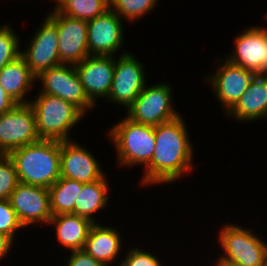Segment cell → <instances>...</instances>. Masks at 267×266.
<instances>
[{
    "instance_id": "cell-1",
    "label": "cell",
    "mask_w": 267,
    "mask_h": 266,
    "mask_svg": "<svg viewBox=\"0 0 267 266\" xmlns=\"http://www.w3.org/2000/svg\"><path fill=\"white\" fill-rule=\"evenodd\" d=\"M155 150L142 184L171 183L191 172L193 147L182 116L154 127Z\"/></svg>"
},
{
    "instance_id": "cell-2",
    "label": "cell",
    "mask_w": 267,
    "mask_h": 266,
    "mask_svg": "<svg viewBox=\"0 0 267 266\" xmlns=\"http://www.w3.org/2000/svg\"><path fill=\"white\" fill-rule=\"evenodd\" d=\"M60 148L61 141L40 139L11 151L19 183L50 188L61 177Z\"/></svg>"
},
{
    "instance_id": "cell-3",
    "label": "cell",
    "mask_w": 267,
    "mask_h": 266,
    "mask_svg": "<svg viewBox=\"0 0 267 266\" xmlns=\"http://www.w3.org/2000/svg\"><path fill=\"white\" fill-rule=\"evenodd\" d=\"M29 103L35 115L36 131L40 139L70 141L69 131L84 115L66 100L40 92L36 100Z\"/></svg>"
},
{
    "instance_id": "cell-4",
    "label": "cell",
    "mask_w": 267,
    "mask_h": 266,
    "mask_svg": "<svg viewBox=\"0 0 267 266\" xmlns=\"http://www.w3.org/2000/svg\"><path fill=\"white\" fill-rule=\"evenodd\" d=\"M109 136L114 142L119 164L128 167L143 164L146 167L151 161L156 144L153 126L125 117L110 128Z\"/></svg>"
},
{
    "instance_id": "cell-5",
    "label": "cell",
    "mask_w": 267,
    "mask_h": 266,
    "mask_svg": "<svg viewBox=\"0 0 267 266\" xmlns=\"http://www.w3.org/2000/svg\"><path fill=\"white\" fill-rule=\"evenodd\" d=\"M252 230L227 224L219 234L224 253L217 262L235 263L241 266H265L267 244Z\"/></svg>"
},
{
    "instance_id": "cell-6",
    "label": "cell",
    "mask_w": 267,
    "mask_h": 266,
    "mask_svg": "<svg viewBox=\"0 0 267 266\" xmlns=\"http://www.w3.org/2000/svg\"><path fill=\"white\" fill-rule=\"evenodd\" d=\"M172 89L167 83L144 86L135 101L127 108L131 121L158 126L177 118L180 114L172 106Z\"/></svg>"
},
{
    "instance_id": "cell-7",
    "label": "cell",
    "mask_w": 267,
    "mask_h": 266,
    "mask_svg": "<svg viewBox=\"0 0 267 266\" xmlns=\"http://www.w3.org/2000/svg\"><path fill=\"white\" fill-rule=\"evenodd\" d=\"M35 115L30 103H17L0 115V154L39 141Z\"/></svg>"
},
{
    "instance_id": "cell-8",
    "label": "cell",
    "mask_w": 267,
    "mask_h": 266,
    "mask_svg": "<svg viewBox=\"0 0 267 266\" xmlns=\"http://www.w3.org/2000/svg\"><path fill=\"white\" fill-rule=\"evenodd\" d=\"M61 64L43 71L36 77L40 80L41 93L57 96L77 107L83 114L95 105L86 95L75 65ZM85 112V113H84Z\"/></svg>"
},
{
    "instance_id": "cell-9",
    "label": "cell",
    "mask_w": 267,
    "mask_h": 266,
    "mask_svg": "<svg viewBox=\"0 0 267 266\" xmlns=\"http://www.w3.org/2000/svg\"><path fill=\"white\" fill-rule=\"evenodd\" d=\"M48 17L57 25L60 63H81L89 56L87 21L66 16L56 8Z\"/></svg>"
},
{
    "instance_id": "cell-10",
    "label": "cell",
    "mask_w": 267,
    "mask_h": 266,
    "mask_svg": "<svg viewBox=\"0 0 267 266\" xmlns=\"http://www.w3.org/2000/svg\"><path fill=\"white\" fill-rule=\"evenodd\" d=\"M115 61V72L108 101L128 108L146 86L144 68L130 53H122Z\"/></svg>"
},
{
    "instance_id": "cell-11",
    "label": "cell",
    "mask_w": 267,
    "mask_h": 266,
    "mask_svg": "<svg viewBox=\"0 0 267 266\" xmlns=\"http://www.w3.org/2000/svg\"><path fill=\"white\" fill-rule=\"evenodd\" d=\"M44 20L32 37L27 51H21V56L35 77L43 71L61 65L57 25L48 16Z\"/></svg>"
},
{
    "instance_id": "cell-12",
    "label": "cell",
    "mask_w": 267,
    "mask_h": 266,
    "mask_svg": "<svg viewBox=\"0 0 267 266\" xmlns=\"http://www.w3.org/2000/svg\"><path fill=\"white\" fill-rule=\"evenodd\" d=\"M23 227L35 223H49L52 218L48 188L19 183L9 197Z\"/></svg>"
},
{
    "instance_id": "cell-13",
    "label": "cell",
    "mask_w": 267,
    "mask_h": 266,
    "mask_svg": "<svg viewBox=\"0 0 267 266\" xmlns=\"http://www.w3.org/2000/svg\"><path fill=\"white\" fill-rule=\"evenodd\" d=\"M122 18L111 8L88 25V53L95 56H114L123 43Z\"/></svg>"
},
{
    "instance_id": "cell-14",
    "label": "cell",
    "mask_w": 267,
    "mask_h": 266,
    "mask_svg": "<svg viewBox=\"0 0 267 266\" xmlns=\"http://www.w3.org/2000/svg\"><path fill=\"white\" fill-rule=\"evenodd\" d=\"M233 53L226 59L251 70L258 75H267V28L253 26L235 39Z\"/></svg>"
},
{
    "instance_id": "cell-15",
    "label": "cell",
    "mask_w": 267,
    "mask_h": 266,
    "mask_svg": "<svg viewBox=\"0 0 267 266\" xmlns=\"http://www.w3.org/2000/svg\"><path fill=\"white\" fill-rule=\"evenodd\" d=\"M223 65L208 77L209 84H212L217 100L221 102L228 112L245 93L249 84L257 75L255 72L240 67L227 59L222 60Z\"/></svg>"
},
{
    "instance_id": "cell-16",
    "label": "cell",
    "mask_w": 267,
    "mask_h": 266,
    "mask_svg": "<svg viewBox=\"0 0 267 266\" xmlns=\"http://www.w3.org/2000/svg\"><path fill=\"white\" fill-rule=\"evenodd\" d=\"M114 56L89 55L75 65L81 84L89 100L96 105L97 98H107L114 78Z\"/></svg>"
},
{
    "instance_id": "cell-17",
    "label": "cell",
    "mask_w": 267,
    "mask_h": 266,
    "mask_svg": "<svg viewBox=\"0 0 267 266\" xmlns=\"http://www.w3.org/2000/svg\"><path fill=\"white\" fill-rule=\"evenodd\" d=\"M94 155L86 148L73 141H61L60 173L61 177L80 183H91L102 179L105 174L101 170Z\"/></svg>"
},
{
    "instance_id": "cell-18",
    "label": "cell",
    "mask_w": 267,
    "mask_h": 266,
    "mask_svg": "<svg viewBox=\"0 0 267 266\" xmlns=\"http://www.w3.org/2000/svg\"><path fill=\"white\" fill-rule=\"evenodd\" d=\"M237 120L253 121L267 117V75H256L237 103L226 112Z\"/></svg>"
},
{
    "instance_id": "cell-19",
    "label": "cell",
    "mask_w": 267,
    "mask_h": 266,
    "mask_svg": "<svg viewBox=\"0 0 267 266\" xmlns=\"http://www.w3.org/2000/svg\"><path fill=\"white\" fill-rule=\"evenodd\" d=\"M120 233L114 228L94 223L89 230L83 250L95 260L110 266L121 251Z\"/></svg>"
},
{
    "instance_id": "cell-20",
    "label": "cell",
    "mask_w": 267,
    "mask_h": 266,
    "mask_svg": "<svg viewBox=\"0 0 267 266\" xmlns=\"http://www.w3.org/2000/svg\"><path fill=\"white\" fill-rule=\"evenodd\" d=\"M49 223L55 225L57 241L70 251L83 250L89 230L94 224L88 218L75 214L52 216Z\"/></svg>"
},
{
    "instance_id": "cell-21",
    "label": "cell",
    "mask_w": 267,
    "mask_h": 266,
    "mask_svg": "<svg viewBox=\"0 0 267 266\" xmlns=\"http://www.w3.org/2000/svg\"><path fill=\"white\" fill-rule=\"evenodd\" d=\"M35 80L36 77L21 55L0 70V85L16 103L30 102L24 96Z\"/></svg>"
},
{
    "instance_id": "cell-22",
    "label": "cell",
    "mask_w": 267,
    "mask_h": 266,
    "mask_svg": "<svg viewBox=\"0 0 267 266\" xmlns=\"http://www.w3.org/2000/svg\"><path fill=\"white\" fill-rule=\"evenodd\" d=\"M105 177L91 183H82L81 192L75 202V215L88 218L95 223L92 214L104 206L107 207L109 200V188Z\"/></svg>"
},
{
    "instance_id": "cell-23",
    "label": "cell",
    "mask_w": 267,
    "mask_h": 266,
    "mask_svg": "<svg viewBox=\"0 0 267 266\" xmlns=\"http://www.w3.org/2000/svg\"><path fill=\"white\" fill-rule=\"evenodd\" d=\"M81 189L82 183L60 177L48 188L52 215L75 214V202Z\"/></svg>"
},
{
    "instance_id": "cell-24",
    "label": "cell",
    "mask_w": 267,
    "mask_h": 266,
    "mask_svg": "<svg viewBox=\"0 0 267 266\" xmlns=\"http://www.w3.org/2000/svg\"><path fill=\"white\" fill-rule=\"evenodd\" d=\"M56 9L69 17L90 21L110 8L109 0H58Z\"/></svg>"
},
{
    "instance_id": "cell-25",
    "label": "cell",
    "mask_w": 267,
    "mask_h": 266,
    "mask_svg": "<svg viewBox=\"0 0 267 266\" xmlns=\"http://www.w3.org/2000/svg\"><path fill=\"white\" fill-rule=\"evenodd\" d=\"M110 8L122 19L134 21L148 14L156 6L157 0H109Z\"/></svg>"
},
{
    "instance_id": "cell-26",
    "label": "cell",
    "mask_w": 267,
    "mask_h": 266,
    "mask_svg": "<svg viewBox=\"0 0 267 266\" xmlns=\"http://www.w3.org/2000/svg\"><path fill=\"white\" fill-rule=\"evenodd\" d=\"M19 36L8 25L0 26V70L21 55Z\"/></svg>"
},
{
    "instance_id": "cell-27",
    "label": "cell",
    "mask_w": 267,
    "mask_h": 266,
    "mask_svg": "<svg viewBox=\"0 0 267 266\" xmlns=\"http://www.w3.org/2000/svg\"><path fill=\"white\" fill-rule=\"evenodd\" d=\"M18 184L14 163L8 154H0V200L9 199Z\"/></svg>"
},
{
    "instance_id": "cell-28",
    "label": "cell",
    "mask_w": 267,
    "mask_h": 266,
    "mask_svg": "<svg viewBox=\"0 0 267 266\" xmlns=\"http://www.w3.org/2000/svg\"><path fill=\"white\" fill-rule=\"evenodd\" d=\"M24 228L8 199L0 200V233L14 241L16 230Z\"/></svg>"
},
{
    "instance_id": "cell-29",
    "label": "cell",
    "mask_w": 267,
    "mask_h": 266,
    "mask_svg": "<svg viewBox=\"0 0 267 266\" xmlns=\"http://www.w3.org/2000/svg\"><path fill=\"white\" fill-rule=\"evenodd\" d=\"M126 254L120 266H161V261L155 255H152L150 252H145L142 249L134 248Z\"/></svg>"
},
{
    "instance_id": "cell-30",
    "label": "cell",
    "mask_w": 267,
    "mask_h": 266,
    "mask_svg": "<svg viewBox=\"0 0 267 266\" xmlns=\"http://www.w3.org/2000/svg\"><path fill=\"white\" fill-rule=\"evenodd\" d=\"M67 266H105L102 262L95 260L84 250L71 251Z\"/></svg>"
},
{
    "instance_id": "cell-31",
    "label": "cell",
    "mask_w": 267,
    "mask_h": 266,
    "mask_svg": "<svg viewBox=\"0 0 267 266\" xmlns=\"http://www.w3.org/2000/svg\"><path fill=\"white\" fill-rule=\"evenodd\" d=\"M16 104L0 85V115L10 111Z\"/></svg>"
},
{
    "instance_id": "cell-32",
    "label": "cell",
    "mask_w": 267,
    "mask_h": 266,
    "mask_svg": "<svg viewBox=\"0 0 267 266\" xmlns=\"http://www.w3.org/2000/svg\"><path fill=\"white\" fill-rule=\"evenodd\" d=\"M13 241L6 235L0 233V260L8 255Z\"/></svg>"
},
{
    "instance_id": "cell-33",
    "label": "cell",
    "mask_w": 267,
    "mask_h": 266,
    "mask_svg": "<svg viewBox=\"0 0 267 266\" xmlns=\"http://www.w3.org/2000/svg\"><path fill=\"white\" fill-rule=\"evenodd\" d=\"M215 265L216 266H241L235 263H227V262H217Z\"/></svg>"
}]
</instances>
